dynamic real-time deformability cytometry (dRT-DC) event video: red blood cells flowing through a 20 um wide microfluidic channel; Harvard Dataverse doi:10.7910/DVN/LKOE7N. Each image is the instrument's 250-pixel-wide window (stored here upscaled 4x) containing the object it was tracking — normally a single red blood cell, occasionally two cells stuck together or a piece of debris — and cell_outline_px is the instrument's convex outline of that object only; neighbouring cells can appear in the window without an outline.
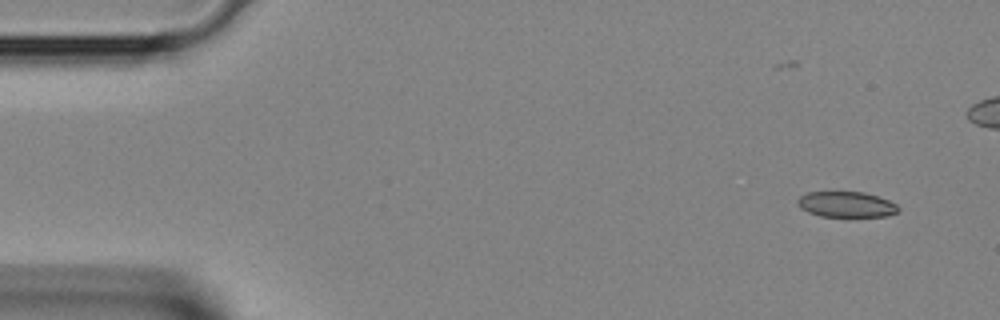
{"species": "Egyptian fruit bat (a non-hibernating species)", "species_latin": "Rousettus aegyptiacus", "temperature_condition": "room temperature", "stored_images_in_passage": 10, "camera_frame_rate_fps": 3000, "um_per_image_px": 0.085, "animal": {"sex": "female"}, "frame": {"image": 1, "passage_image": 1, "time_ms": 0.0, "image_size_px": [1000, 320], "cell_outline_px": [[900, 212], [888, 216], [820, 216], [808, 212], [800, 208], [796, 204], [796, 200], [800, 196], [808, 192], [864, 192], [888, 200], [896, 204], [900, 208]], "centroid_in_image_um": [71.93, 17.38], "position_along_channel_um": 13.1, "area_um2": 15.09}}